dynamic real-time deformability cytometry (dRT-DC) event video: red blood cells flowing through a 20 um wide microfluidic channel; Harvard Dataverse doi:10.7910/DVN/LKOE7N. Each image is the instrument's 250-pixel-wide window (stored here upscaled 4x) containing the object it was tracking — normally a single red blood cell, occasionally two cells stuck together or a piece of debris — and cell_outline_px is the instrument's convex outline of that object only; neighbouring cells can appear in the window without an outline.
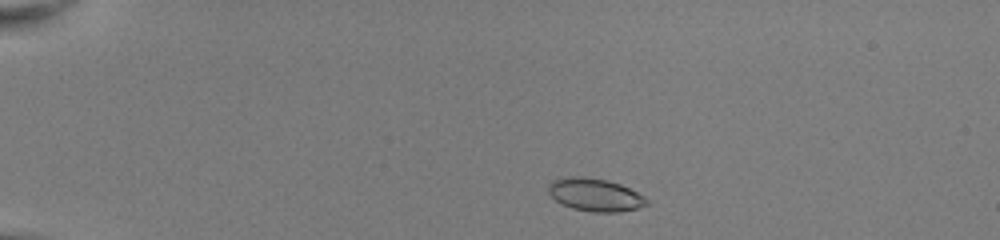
{"species": "common noctule bat (a hibernating species)", "species_latin": "Nyctalus noctula", "temperature_condition": "room temperature", "stored_images_in_passage": 42, "camera_frame_rate_fps": 3000, "um_per_image_px": 0.085, "animal": {"sex": "female", "body_mass_g": 22.0, "forearm_length_mm": 56.7}, "frame": {"image": 1, "passage_image": 2, "time_ms": 0.333, "image_size_px": [1000, 240], "cell_outline_px": [[648, 204], [636, 208], [616, 212], [592, 212], [572, 208], [556, 200], [548, 192], [548, 184], [552, 180], [560, 176], [584, 176], [608, 180], [620, 184], [644, 196], [648, 200]], "centroid_in_image_um": [50.54, 16.53], "position_along_channel_um": 34.5, "area_um2": 18.84}}
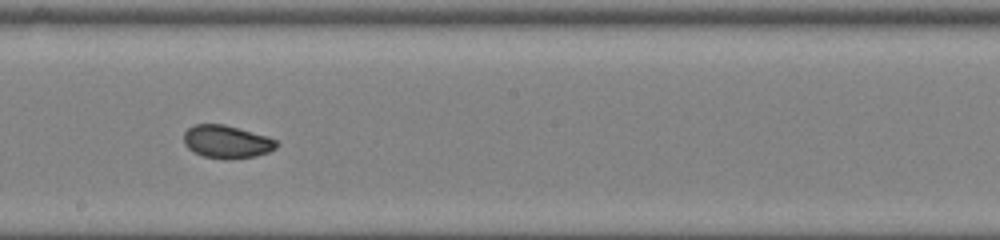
{"frame": {"image": 2, "passage_image": 22, "time_ms": 7.0, "image_size_px": [1000, 240], "cell_outline_px": [[280, 144], [276, 148], [268, 152], [256, 156], [204, 156], [188, 148], [184, 144], [184, 132], [188, 128], [196, 124], [224, 124], [268, 136], [276, 140]], "centroid_in_image_um": [19.29, 11.99], "position_along_channel_um": 228.9, "area_um2": 17.11}}
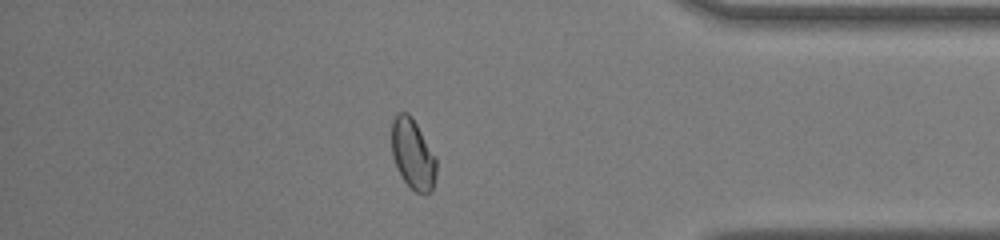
{"frame": {"image": 3, "passage_image": 36, "time_ms": 11.667, "image_size_px": [1000, 240], "cell_outline_px": [[436, 176], [432, 192], [424, 196], [416, 192], [404, 180], [392, 156], [392, 120], [396, 112], [408, 112], [412, 116], [436, 156]], "centroid_in_image_um": [35.11, 13.1], "position_along_channel_um": 400.1, "area_um2": 18.5}, "authors_computed_cell_mechanics": {"area_um2": 18.5538, "velocity_mm_per_s": 4.0461, "shape_relaxation_time_tau1_ms": 6.1924, "shape_relaxation_time_tau2_ms": 0.8505, "deformation_change_tau1": 0.1041, "deformation_change_tau2": 0.0445}}